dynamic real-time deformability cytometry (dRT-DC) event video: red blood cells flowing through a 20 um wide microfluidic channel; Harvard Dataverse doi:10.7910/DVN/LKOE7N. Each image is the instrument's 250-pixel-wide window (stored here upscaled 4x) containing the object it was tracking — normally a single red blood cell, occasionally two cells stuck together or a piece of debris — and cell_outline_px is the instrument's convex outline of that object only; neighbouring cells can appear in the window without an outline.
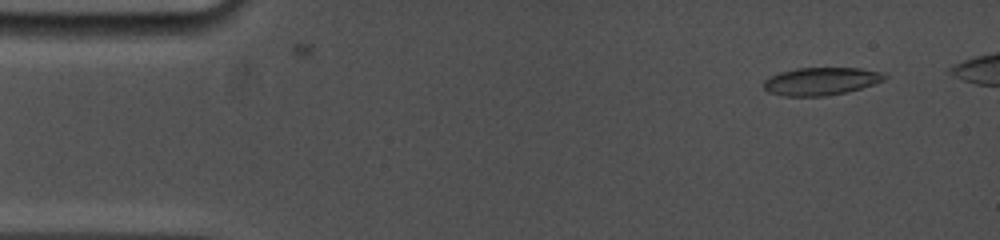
{"species": "common noctule bat (a hibernating species)", "species_latin": "Nyctalus noctula", "temperature_condition": "cold", "stored_images_in_passage": 43, "camera_frame_rate_fps": 5000, "um_per_image_px": 0.085, "animal": {"sex": "female", "body_mass_g": 19.0, "forearm_length_mm": 53.3}, "frame": {"image": 1, "passage_image": 3, "time_ms": 1.0, "image_size_px": [1000, 240], "cell_outline_px": [[892, 76], [884, 80], [848, 92], [824, 96], [784, 96], [768, 92], [764, 88], [764, 80], [768, 76], [780, 72], [796, 68], [860, 68], [884, 72]], "centroid_in_image_um": [69.81, 6.9], "position_along_channel_um": 15.2, "area_um2": 19.77}}
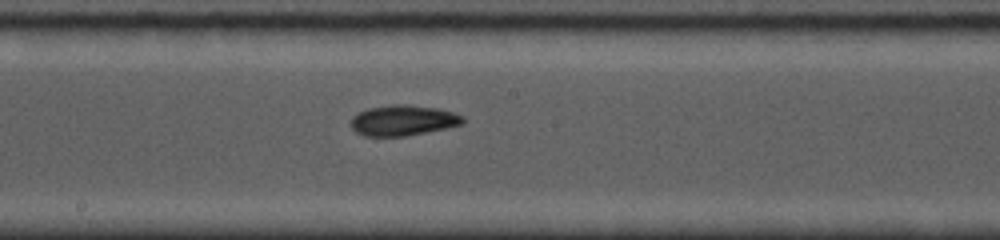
{"frame": {"image": 2, "passage_image": 24, "time_ms": 8.8, "image_size_px": [1000, 240], "cell_outline_px": [[464, 124], [448, 128], [404, 136], [364, 136], [356, 132], [352, 128], [352, 116], [368, 108], [392, 104], [408, 104], [436, 108], [452, 112], [464, 116]], "centroid_in_image_um": [34.28, 10.23], "position_along_channel_um": 213.9, "area_um2": 19.94}}
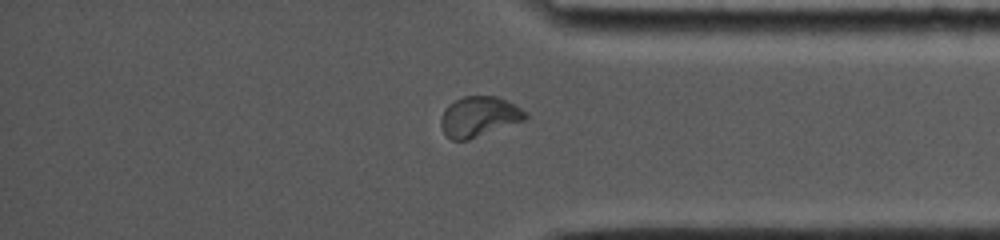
{"frame": {"image": 3, "passage_image": 38, "time_ms": 13.6, "image_size_px": [1000, 240], "cell_outline_px": [[528, 116], [524, 120], [468, 140], [452, 140], [444, 132], [440, 124], [440, 120], [444, 108], [448, 104], [464, 96], [496, 96], [508, 100], [528, 112]], "centroid_in_image_um": [40.72, 9.9], "position_along_channel_um": 394.5, "area_um2": 19.83}}